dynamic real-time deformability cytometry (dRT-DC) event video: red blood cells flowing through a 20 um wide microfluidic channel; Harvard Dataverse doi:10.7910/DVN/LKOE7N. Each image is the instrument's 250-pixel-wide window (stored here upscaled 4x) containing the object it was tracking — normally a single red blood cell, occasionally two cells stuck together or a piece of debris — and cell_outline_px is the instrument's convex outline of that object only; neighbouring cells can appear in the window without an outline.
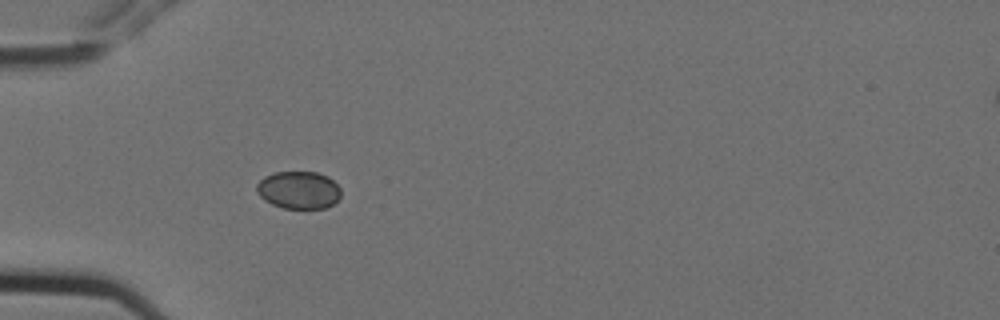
{"species": "Egyptian fruit bat (a non-hibernating species)", "species_latin": "Rousettus aegyptiacus", "temperature_condition": "cold", "stored_images_in_passage": 5, "camera_frame_rate_fps": 3000, "um_per_image_px": 0.085, "animal": {"sex": "female"}, "frame": {"image": 1, "passage_image": 4, "time_ms": 1.0, "image_size_px": [1000, 320], "cell_outline_px": [[340, 196], [328, 208], [284, 208], [272, 204], [264, 200], [256, 192], [256, 184], [264, 176], [276, 172], [316, 172], [328, 176], [340, 188]], "centroid_in_image_um": [25.36, 16.15], "position_along_channel_um": 59.6, "area_um2": 18.44}}